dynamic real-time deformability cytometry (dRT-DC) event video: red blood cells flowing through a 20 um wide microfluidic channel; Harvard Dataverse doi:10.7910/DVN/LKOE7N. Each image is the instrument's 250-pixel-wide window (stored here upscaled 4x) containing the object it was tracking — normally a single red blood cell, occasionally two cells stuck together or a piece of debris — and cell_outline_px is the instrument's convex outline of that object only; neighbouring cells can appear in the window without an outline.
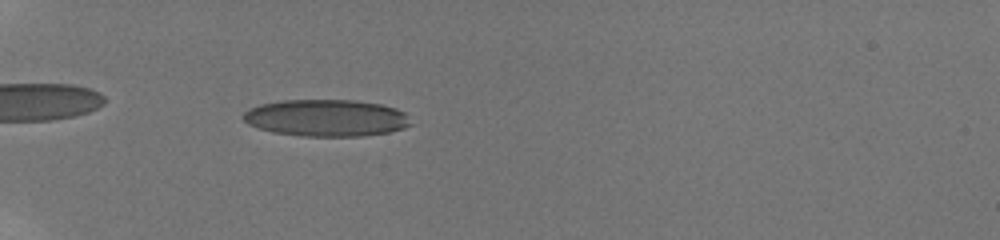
{"species": "human", "species_latin": "Homo sapiens", "temperature_condition": "room temperature", "stored_images_in_passage": 13, "camera_frame_rate_fps": 3000, "um_per_image_px": 0.085, "donor": {"sex": "male"}, "frame": {"image": 1, "passage_image": 11, "time_ms": 6.0, "image_size_px": [1000, 240], "cell_outline_px": [[416, 124], [404, 128], [388, 132], [364, 136], [300, 136], [272, 132], [248, 124], [240, 116], [248, 108], [260, 104], [284, 100], [356, 100], [380, 104], [396, 108], [404, 112]], "centroid_in_image_um": [27.76, 10.02], "position_along_channel_um": 57.2, "area_um2": 36.41}}
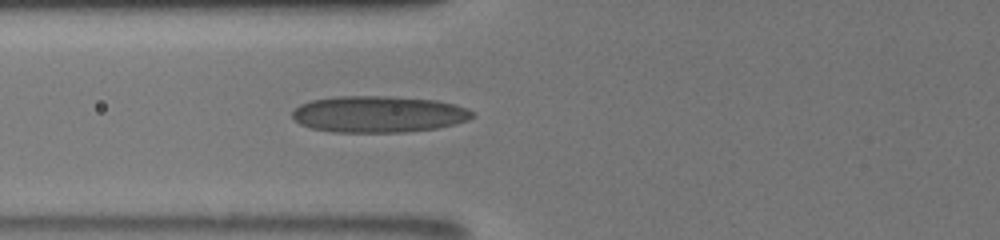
{"frame": {"image": 2, "passage_image": 13, "time_ms": 7.667, "image_size_px": [1000, 240], "cell_outline_px": [[476, 116], [468, 120], [456, 124], [436, 128], [404, 132], [332, 132], [312, 128], [300, 124], [292, 116], [292, 112], [300, 104], [312, 100], [340, 96], [388, 96], [436, 100], [456, 104], [468, 108], [476, 112]], "centroid_in_image_um": [32.23, 9.7], "position_along_channel_um": 93.6, "area_um2": 38.49}}